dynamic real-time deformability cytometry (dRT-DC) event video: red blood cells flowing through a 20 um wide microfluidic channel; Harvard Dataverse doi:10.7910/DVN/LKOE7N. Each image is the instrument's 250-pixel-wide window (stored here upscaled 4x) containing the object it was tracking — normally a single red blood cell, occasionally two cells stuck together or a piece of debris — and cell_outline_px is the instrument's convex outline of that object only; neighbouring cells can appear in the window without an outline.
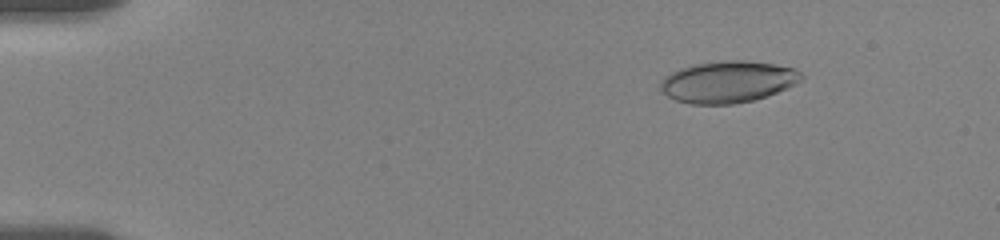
{"species": "human", "species_latin": "Homo sapiens", "temperature_condition": "room temperature", "stored_images_in_passage": 11, "camera_frame_rate_fps": 3000, "um_per_image_px": 0.085, "donor": {"sex": "female"}, "frame": {"image": 1, "passage_image": 5, "time_ms": 2.333, "image_size_px": [1000, 240], "cell_outline_px": [[804, 80], [796, 84], [776, 92], [752, 100], [732, 104], [692, 104], [676, 100], [668, 96], [660, 88], [660, 80], [664, 76], [680, 68], [696, 64], [724, 60], [744, 60], [772, 64], [792, 68], [800, 72], [804, 76]], "centroid_in_image_um": [61.86, 6.95], "position_along_channel_um": 23.1, "area_um2": 33.99}}